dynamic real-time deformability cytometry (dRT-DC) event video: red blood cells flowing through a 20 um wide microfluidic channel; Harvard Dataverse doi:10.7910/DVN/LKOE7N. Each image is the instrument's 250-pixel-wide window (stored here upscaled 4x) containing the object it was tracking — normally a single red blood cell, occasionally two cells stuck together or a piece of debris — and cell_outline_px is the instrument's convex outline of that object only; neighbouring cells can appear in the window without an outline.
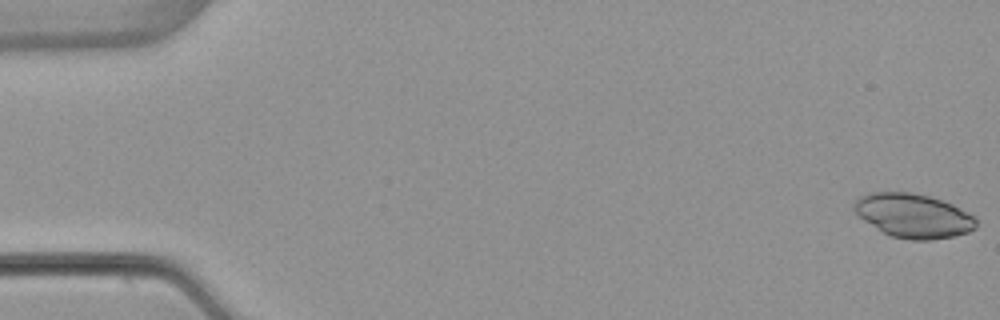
{"species": "common noctule bat (a hibernating species)", "species_latin": "Nyctalus noctula", "temperature_condition": "warm", "stored_images_in_passage": 5, "camera_frame_rate_fps": 3000, "um_per_image_px": 0.085, "animal": {"sex": "female", "body_mass_g": 22.7, "forearm_length_mm": 54.2}, "frame": {"image": 1, "passage_image": 1, "time_ms": 0.0, "image_size_px": [1000, 320], "cell_outline_px": [[976, 228], [968, 232], [952, 236], [932, 240], [908, 240], [892, 236], [884, 232], [864, 220], [852, 208], [852, 204], [860, 196], [868, 192], [912, 192], [944, 200], [976, 216]], "centroid_in_image_um": [77.65, 18.32], "position_along_channel_um": 7.4, "area_um2": 31.39}}